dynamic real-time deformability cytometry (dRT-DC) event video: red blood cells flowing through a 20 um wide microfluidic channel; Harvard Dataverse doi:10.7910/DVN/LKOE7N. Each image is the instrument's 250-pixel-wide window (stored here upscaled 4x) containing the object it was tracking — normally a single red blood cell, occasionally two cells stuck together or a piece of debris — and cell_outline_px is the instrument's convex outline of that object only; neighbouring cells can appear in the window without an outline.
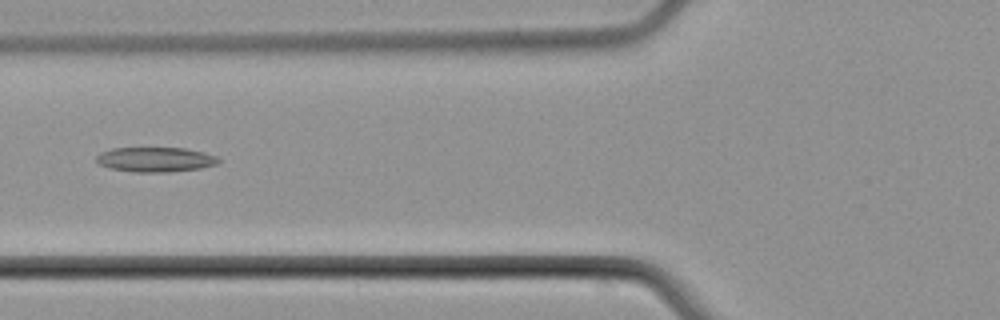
{"species": "common noctule bat (a hibernating species)", "species_latin": "Nyctalus noctula", "temperature_condition": "cold", "stored_images_in_passage": 6, "camera_frame_rate_fps": 3000, "um_per_image_px": 0.085, "animal": {"sex": "male", "body_mass_g": 21.5, "forearm_length_mm": 52.0}, "frame": {"image": 1, "passage_image": 6, "time_ms": 6.0, "image_size_px": [1000, 320], "cell_outline_px": [[220, 160], [216, 164], [200, 168], [168, 172], [132, 172], [112, 168], [100, 164], [96, 160], [96, 156], [100, 152], [112, 148], [184, 148], [204, 152], [216, 156]], "centroid_in_image_um": [13.2, 13.55], "position_along_channel_um": 112.6, "area_um2": 17.51}}